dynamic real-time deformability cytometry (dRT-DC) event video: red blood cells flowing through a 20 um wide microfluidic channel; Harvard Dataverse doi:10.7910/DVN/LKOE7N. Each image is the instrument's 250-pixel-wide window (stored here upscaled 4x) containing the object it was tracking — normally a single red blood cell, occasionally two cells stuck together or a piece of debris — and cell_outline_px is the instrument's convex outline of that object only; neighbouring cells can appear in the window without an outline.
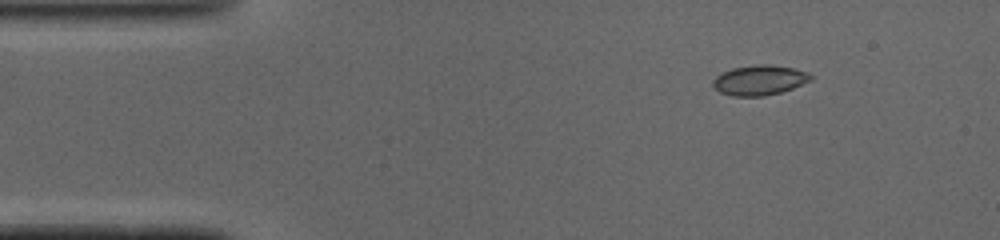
{"species": "common noctule bat (a hibernating species)", "species_latin": "Nyctalus noctula", "temperature_condition": "cold", "stored_images_in_passage": 43, "camera_frame_rate_fps": 3000, "um_per_image_px": 0.085, "animal": {"sex": "male", "body_mass_g": 19.0, "forearm_length_mm": 50.8}, "frame": {"image": 1, "passage_image": 1, "time_ms": 0.0, "image_size_px": [1000, 240], "cell_outline_px": [[812, 80], [792, 88], [780, 92], [764, 96], [732, 96], [720, 92], [712, 84], [712, 80], [716, 76], [732, 68], [756, 64], [772, 64], [792, 68], [808, 72], [812, 76]], "centroid_in_image_um": [64.56, 6.8], "position_along_channel_um": 20.4, "area_um2": 17.05}}
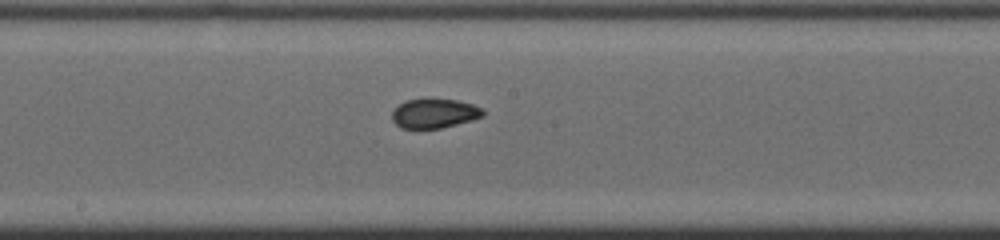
{"frame": {"image": 2, "passage_image": 20, "time_ms": 6.333, "image_size_px": [1000, 240], "cell_outline_px": [[484, 116], [472, 120], [440, 128], [400, 128], [392, 120], [392, 112], [404, 100], [456, 100], [472, 104], [484, 108]], "centroid_in_image_um": [36.94, 9.65], "position_along_channel_um": 211.3, "area_um2": 15.32}}
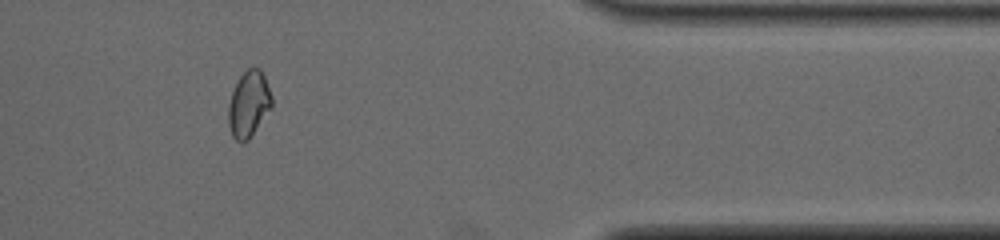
{"frame": {"image": 3, "passage_image": 35, "time_ms": 11.333, "image_size_px": [1000, 240], "cell_outline_px": [[272, 104], [248, 140], [236, 140], [232, 136], [228, 124], [228, 104], [232, 92], [240, 76], [248, 68], [260, 68], [264, 76], [272, 96]], "centroid_in_image_um": [21.12, 8.82], "position_along_channel_um": 390.3, "area_um2": 16.24}, "authors_computed_cell_mechanics": {"area_um2": 16.2418, "velocity_mm_per_s": 4.1128, "shape_relaxation_time_tau1_ms": null, "shape_relaxation_time_tau2_ms": 1.237, "deformation_change_tau1": null, "deformation_change_tau2": 0.0458}}